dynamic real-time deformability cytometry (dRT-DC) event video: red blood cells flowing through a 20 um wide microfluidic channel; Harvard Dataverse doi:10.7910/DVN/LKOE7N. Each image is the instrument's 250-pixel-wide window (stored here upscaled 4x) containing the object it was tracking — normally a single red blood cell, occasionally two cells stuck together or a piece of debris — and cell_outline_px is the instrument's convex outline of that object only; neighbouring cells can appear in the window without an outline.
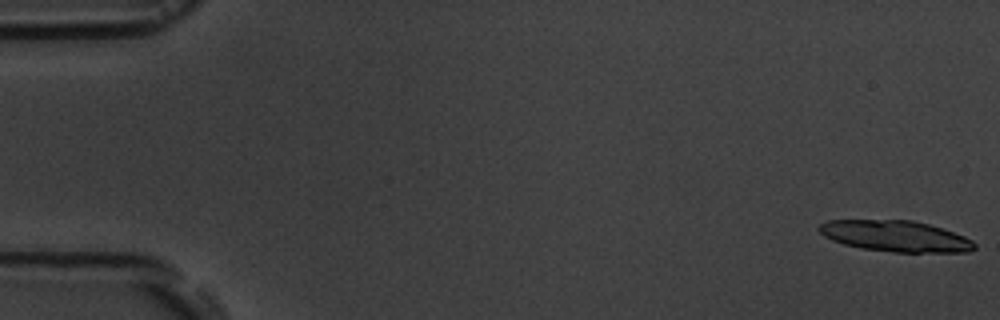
{"species": "common noctule bat (a hibernating species)", "species_latin": "Nyctalus noctula", "temperature_condition": "room temperature", "stored_images_in_passage": 7, "segment_of_instrument_passage": [1, 2], "camera_frame_rate_fps": 3000, "um_per_image_px": 0.085, "animal": {"sex": "male", "body_mass_g": 19.5, "forearm_length_mm": 54.6}, "frame": {"image": 1, "passage_image": 1, "time_ms": 0.0, "image_size_px": [1000, 320], "cell_outline_px": [[976, 248], [968, 252], [892, 252], [860, 248], [844, 244], [832, 240], [824, 236], [816, 228], [820, 224], [828, 220], [912, 220], [928, 224], [964, 236], [972, 240], [976, 244]], "centroid_in_image_um": [76.1, 20.07], "position_along_channel_um": 8.9, "area_um2": 28.09}}